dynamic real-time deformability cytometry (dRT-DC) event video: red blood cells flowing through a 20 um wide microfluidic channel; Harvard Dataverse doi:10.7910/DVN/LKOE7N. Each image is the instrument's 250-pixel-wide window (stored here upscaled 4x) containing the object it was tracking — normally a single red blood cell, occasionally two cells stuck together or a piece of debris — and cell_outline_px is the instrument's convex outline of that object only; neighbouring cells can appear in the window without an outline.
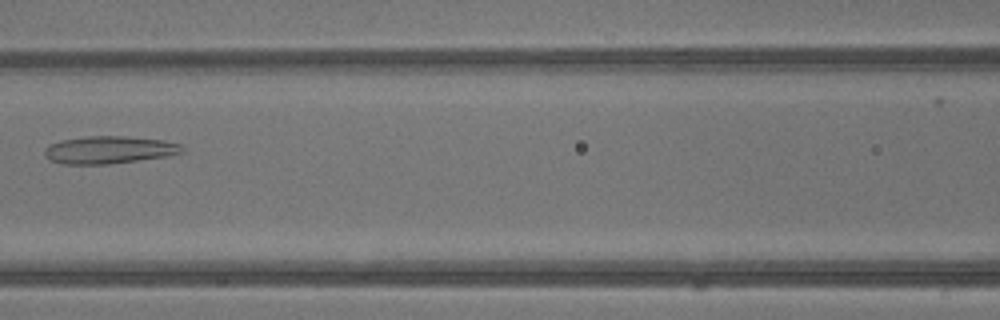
{"species": "common noctule bat (a hibernating species)", "species_latin": "Nyctalus noctula", "temperature_condition": "warm", "stored_images_in_passage": 3, "camera_frame_rate_fps": 3000, "um_per_image_px": 0.085, "animal": {"sex": "male", "body_mass_g": 13.3}, "frame": {"image": 1, "passage_image": 3, "time_ms": 0.667, "image_size_px": [1000, 320], "cell_outline_px": [[184, 152], [168, 156], [108, 164], [64, 164], [48, 160], [44, 156], [44, 148], [48, 144], [60, 140], [88, 136], [124, 136], [164, 140], [180, 144], [184, 148]], "centroid_in_image_um": [9.24, 12.73], "position_along_channel_um": 157.4, "area_um2": 22.25}}